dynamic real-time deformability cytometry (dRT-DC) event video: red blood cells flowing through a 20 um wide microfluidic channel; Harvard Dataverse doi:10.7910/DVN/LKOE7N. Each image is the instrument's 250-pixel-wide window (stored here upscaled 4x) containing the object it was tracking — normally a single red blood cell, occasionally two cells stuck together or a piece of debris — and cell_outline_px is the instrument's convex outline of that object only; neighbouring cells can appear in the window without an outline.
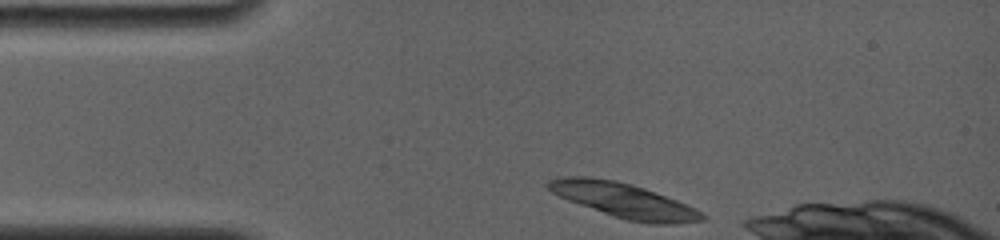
{"species": "common noctule bat (a hibernating species)", "species_latin": "Nyctalus noctula", "temperature_condition": "room temperature", "stored_images_in_passage": 2, "camera_frame_rate_fps": 4000, "um_per_image_px": 0.085, "animal": {"sex": "female", "body_mass_g": 19.0, "forearm_length_mm": 56.7}, "frame": {"image": 1, "passage_image": 1, "time_ms": 0.0, "image_size_px": [1000, 240], "cell_outline_px": [[708, 216], [704, 220], [672, 224], [652, 224], [628, 220], [568, 200], [552, 192], [544, 184], [548, 180], [564, 176], [588, 176], [616, 180], [632, 184], [644, 188], [676, 200]], "centroid_in_image_um": [53.0, 17.01], "position_along_channel_um": 32.0, "area_um2": 30.58}}